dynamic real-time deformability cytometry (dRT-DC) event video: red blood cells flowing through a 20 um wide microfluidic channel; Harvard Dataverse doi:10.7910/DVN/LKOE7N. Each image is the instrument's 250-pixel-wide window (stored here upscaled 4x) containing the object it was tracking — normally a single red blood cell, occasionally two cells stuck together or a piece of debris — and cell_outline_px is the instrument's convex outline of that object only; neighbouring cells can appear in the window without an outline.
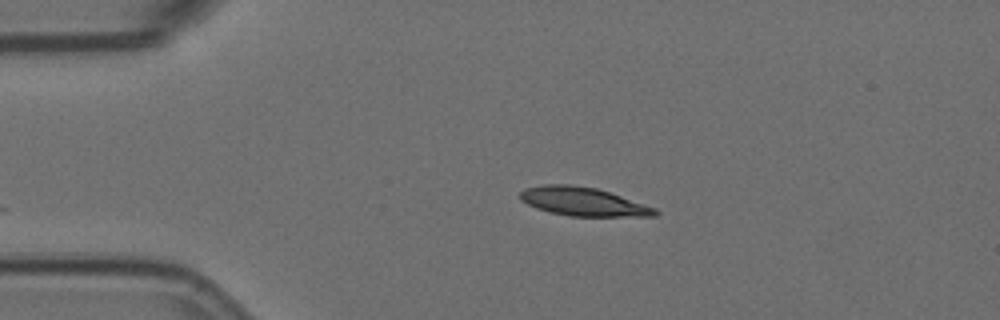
{"species": "Egyptian fruit bat (a non-hibernating species)", "species_latin": "Rousettus aegyptiacus", "temperature_condition": "room temperature", "stored_images_in_passage": 46, "camera_frame_rate_fps": 3000, "um_per_image_px": 0.085, "animal": {"sex": "female"}, "frame": {"image": 1, "passage_image": 1, "time_ms": 0.0, "image_size_px": [1000, 320], "cell_outline_px": [[660, 212], [656, 216], [568, 216], [548, 212], [536, 208], [520, 200], [520, 192], [524, 188], [544, 184], [572, 184], [596, 188], [656, 208]], "centroid_in_image_um": [49.53, 17.14], "position_along_channel_um": 35.5, "area_um2": 22.48}}
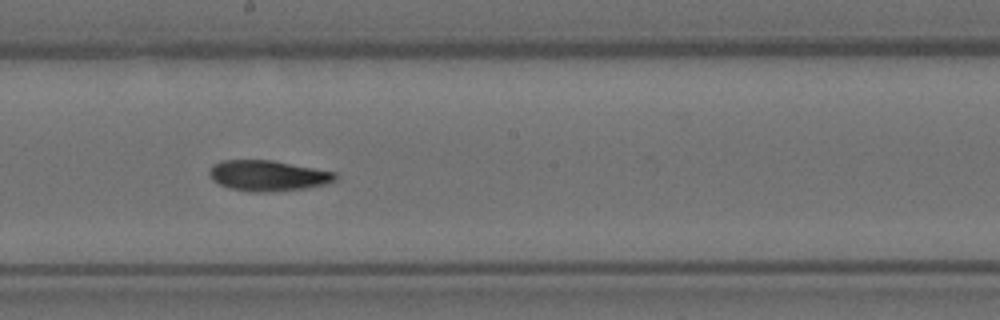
{"frame": {"image": 2, "passage_image": 20, "time_ms": 6.333, "image_size_px": [1000, 320], "cell_outline_px": [[340, 176], [336, 180], [324, 184], [304, 188], [264, 192], [248, 192], [232, 188], [220, 184], [212, 180], [208, 172], [212, 164], [220, 160], [272, 160], [336, 172]], "centroid_in_image_um": [22.76, 14.92], "position_along_channel_um": 225.4, "area_um2": 22.48}}
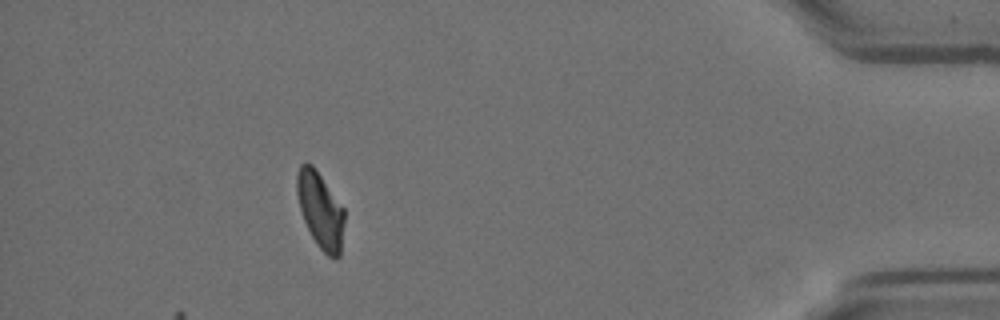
{"frame": {"image": 3, "passage_image": 40, "time_ms": 13.0, "image_size_px": [1000, 320], "cell_outline_px": [[344, 224], [340, 256], [328, 256], [316, 244], [304, 220], [300, 208], [296, 192], [296, 172], [300, 164], [312, 164], [316, 168], [344, 208]], "centroid_in_image_um": [27.22, 17.82], "position_along_channel_um": 408.0, "area_um2": 20.98}, "authors_computed_cell_mechanics": {"area_um2": 22.3397, "velocity_mm_per_s": 3.568, "shape_relaxation_time_tau1_ms": null, "shape_relaxation_time_tau2_ms": 7.6969, "deformation_change_tau1": null, "deformation_change_tau2": 0.1262}}